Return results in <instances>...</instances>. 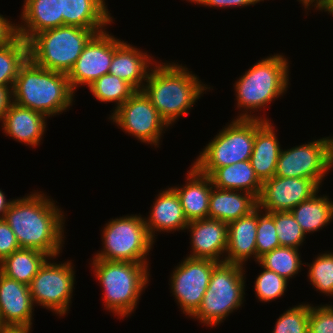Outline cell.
Here are the masks:
<instances>
[{
  "instance_id": "obj_1",
  "label": "cell",
  "mask_w": 333,
  "mask_h": 333,
  "mask_svg": "<svg viewBox=\"0 0 333 333\" xmlns=\"http://www.w3.org/2000/svg\"><path fill=\"white\" fill-rule=\"evenodd\" d=\"M64 216L52 198L37 191L13 199L4 220L20 248L35 249L55 259L64 244Z\"/></svg>"
},
{
  "instance_id": "obj_2",
  "label": "cell",
  "mask_w": 333,
  "mask_h": 333,
  "mask_svg": "<svg viewBox=\"0 0 333 333\" xmlns=\"http://www.w3.org/2000/svg\"><path fill=\"white\" fill-rule=\"evenodd\" d=\"M157 63L152 67L142 91L171 126L180 116L188 115L197 99L210 87L202 83L185 65Z\"/></svg>"
},
{
  "instance_id": "obj_3",
  "label": "cell",
  "mask_w": 333,
  "mask_h": 333,
  "mask_svg": "<svg viewBox=\"0 0 333 333\" xmlns=\"http://www.w3.org/2000/svg\"><path fill=\"white\" fill-rule=\"evenodd\" d=\"M12 94L13 103L48 118L68 110L75 97L67 74L38 66L30 58L21 66Z\"/></svg>"
},
{
  "instance_id": "obj_4",
  "label": "cell",
  "mask_w": 333,
  "mask_h": 333,
  "mask_svg": "<svg viewBox=\"0 0 333 333\" xmlns=\"http://www.w3.org/2000/svg\"><path fill=\"white\" fill-rule=\"evenodd\" d=\"M289 62L284 55L275 54L256 62L234 84L237 108L242 109L237 119L268 118L253 116L252 112L267 107L283 96L289 85ZM268 104V105H267ZM250 113H249V111ZM253 110V111H251ZM246 112V113H245Z\"/></svg>"
},
{
  "instance_id": "obj_5",
  "label": "cell",
  "mask_w": 333,
  "mask_h": 333,
  "mask_svg": "<svg viewBox=\"0 0 333 333\" xmlns=\"http://www.w3.org/2000/svg\"><path fill=\"white\" fill-rule=\"evenodd\" d=\"M92 260L94 275L104 289L105 308L119 318L130 316L143 289L149 284L148 266L135 262Z\"/></svg>"
},
{
  "instance_id": "obj_6",
  "label": "cell",
  "mask_w": 333,
  "mask_h": 333,
  "mask_svg": "<svg viewBox=\"0 0 333 333\" xmlns=\"http://www.w3.org/2000/svg\"><path fill=\"white\" fill-rule=\"evenodd\" d=\"M244 272V266L218 262L213 268L202 303L191 318L212 328L224 322L234 310H238L245 295Z\"/></svg>"
},
{
  "instance_id": "obj_7",
  "label": "cell",
  "mask_w": 333,
  "mask_h": 333,
  "mask_svg": "<svg viewBox=\"0 0 333 333\" xmlns=\"http://www.w3.org/2000/svg\"><path fill=\"white\" fill-rule=\"evenodd\" d=\"M95 34L69 25L41 31L28 41L29 58L45 69L68 74Z\"/></svg>"
},
{
  "instance_id": "obj_8",
  "label": "cell",
  "mask_w": 333,
  "mask_h": 333,
  "mask_svg": "<svg viewBox=\"0 0 333 333\" xmlns=\"http://www.w3.org/2000/svg\"><path fill=\"white\" fill-rule=\"evenodd\" d=\"M102 234L104 246L92 259L143 263L149 267L147 255L155 242L148 234L141 215L112 218Z\"/></svg>"
},
{
  "instance_id": "obj_9",
  "label": "cell",
  "mask_w": 333,
  "mask_h": 333,
  "mask_svg": "<svg viewBox=\"0 0 333 333\" xmlns=\"http://www.w3.org/2000/svg\"><path fill=\"white\" fill-rule=\"evenodd\" d=\"M255 133L256 119H233L200 151L192 165L209 176L216 168L249 160Z\"/></svg>"
},
{
  "instance_id": "obj_10",
  "label": "cell",
  "mask_w": 333,
  "mask_h": 333,
  "mask_svg": "<svg viewBox=\"0 0 333 333\" xmlns=\"http://www.w3.org/2000/svg\"><path fill=\"white\" fill-rule=\"evenodd\" d=\"M49 258L41 266L29 285L34 305L42 306L58 316L68 313L75 284L71 261L52 263Z\"/></svg>"
},
{
  "instance_id": "obj_11",
  "label": "cell",
  "mask_w": 333,
  "mask_h": 333,
  "mask_svg": "<svg viewBox=\"0 0 333 333\" xmlns=\"http://www.w3.org/2000/svg\"><path fill=\"white\" fill-rule=\"evenodd\" d=\"M111 114L109 118L118 128L155 147H159L162 133L169 127L142 90L136 91Z\"/></svg>"
},
{
  "instance_id": "obj_12",
  "label": "cell",
  "mask_w": 333,
  "mask_h": 333,
  "mask_svg": "<svg viewBox=\"0 0 333 333\" xmlns=\"http://www.w3.org/2000/svg\"><path fill=\"white\" fill-rule=\"evenodd\" d=\"M329 172L328 137L308 142L291 149H281L275 176L313 180L319 187Z\"/></svg>"
},
{
  "instance_id": "obj_13",
  "label": "cell",
  "mask_w": 333,
  "mask_h": 333,
  "mask_svg": "<svg viewBox=\"0 0 333 333\" xmlns=\"http://www.w3.org/2000/svg\"><path fill=\"white\" fill-rule=\"evenodd\" d=\"M210 259L186 257L171 274V293L183 313L191 317L200 307L214 266Z\"/></svg>"
},
{
  "instance_id": "obj_14",
  "label": "cell",
  "mask_w": 333,
  "mask_h": 333,
  "mask_svg": "<svg viewBox=\"0 0 333 333\" xmlns=\"http://www.w3.org/2000/svg\"><path fill=\"white\" fill-rule=\"evenodd\" d=\"M123 42L106 30L95 34L67 74L72 90L75 92L77 87L84 84L89 86L108 74L114 52Z\"/></svg>"
},
{
  "instance_id": "obj_15",
  "label": "cell",
  "mask_w": 333,
  "mask_h": 333,
  "mask_svg": "<svg viewBox=\"0 0 333 333\" xmlns=\"http://www.w3.org/2000/svg\"><path fill=\"white\" fill-rule=\"evenodd\" d=\"M320 187L310 179L278 177L265 180L258 198V207L266 212L291 211L310 199Z\"/></svg>"
},
{
  "instance_id": "obj_16",
  "label": "cell",
  "mask_w": 333,
  "mask_h": 333,
  "mask_svg": "<svg viewBox=\"0 0 333 333\" xmlns=\"http://www.w3.org/2000/svg\"><path fill=\"white\" fill-rule=\"evenodd\" d=\"M34 303L28 285L0 272V320L2 327H31Z\"/></svg>"
},
{
  "instance_id": "obj_17",
  "label": "cell",
  "mask_w": 333,
  "mask_h": 333,
  "mask_svg": "<svg viewBox=\"0 0 333 333\" xmlns=\"http://www.w3.org/2000/svg\"><path fill=\"white\" fill-rule=\"evenodd\" d=\"M187 229L191 234L190 244L192 245V252L188 257L210 259L216 262L225 261L224 256L228 242L227 223L217 219L204 218L189 222Z\"/></svg>"
},
{
  "instance_id": "obj_18",
  "label": "cell",
  "mask_w": 333,
  "mask_h": 333,
  "mask_svg": "<svg viewBox=\"0 0 333 333\" xmlns=\"http://www.w3.org/2000/svg\"><path fill=\"white\" fill-rule=\"evenodd\" d=\"M47 117L30 108L12 103L2 119V130L14 140L36 147L46 131Z\"/></svg>"
},
{
  "instance_id": "obj_19",
  "label": "cell",
  "mask_w": 333,
  "mask_h": 333,
  "mask_svg": "<svg viewBox=\"0 0 333 333\" xmlns=\"http://www.w3.org/2000/svg\"><path fill=\"white\" fill-rule=\"evenodd\" d=\"M148 218H144L148 234L155 242V233L186 230L189 224L178 194L172 187L161 190L153 202ZM156 231V232H155Z\"/></svg>"
},
{
  "instance_id": "obj_20",
  "label": "cell",
  "mask_w": 333,
  "mask_h": 333,
  "mask_svg": "<svg viewBox=\"0 0 333 333\" xmlns=\"http://www.w3.org/2000/svg\"><path fill=\"white\" fill-rule=\"evenodd\" d=\"M20 18L17 32L28 42L41 31L64 25L62 0H24Z\"/></svg>"
},
{
  "instance_id": "obj_21",
  "label": "cell",
  "mask_w": 333,
  "mask_h": 333,
  "mask_svg": "<svg viewBox=\"0 0 333 333\" xmlns=\"http://www.w3.org/2000/svg\"><path fill=\"white\" fill-rule=\"evenodd\" d=\"M142 50L123 42L114 52L109 74L129 83L136 91L142 90L156 61ZM150 67V68H149ZM144 81V82H143Z\"/></svg>"
},
{
  "instance_id": "obj_22",
  "label": "cell",
  "mask_w": 333,
  "mask_h": 333,
  "mask_svg": "<svg viewBox=\"0 0 333 333\" xmlns=\"http://www.w3.org/2000/svg\"><path fill=\"white\" fill-rule=\"evenodd\" d=\"M271 121L256 119L254 146L249 159L256 176L263 183L275 176L276 165L281 152L280 142Z\"/></svg>"
},
{
  "instance_id": "obj_23",
  "label": "cell",
  "mask_w": 333,
  "mask_h": 333,
  "mask_svg": "<svg viewBox=\"0 0 333 333\" xmlns=\"http://www.w3.org/2000/svg\"><path fill=\"white\" fill-rule=\"evenodd\" d=\"M187 172L185 185L172 187L179 196L185 217L188 222L208 218L212 181L193 165Z\"/></svg>"
},
{
  "instance_id": "obj_24",
  "label": "cell",
  "mask_w": 333,
  "mask_h": 333,
  "mask_svg": "<svg viewBox=\"0 0 333 333\" xmlns=\"http://www.w3.org/2000/svg\"><path fill=\"white\" fill-rule=\"evenodd\" d=\"M256 235L257 208L228 224L225 262L244 266L250 257H254V261L257 262Z\"/></svg>"
},
{
  "instance_id": "obj_25",
  "label": "cell",
  "mask_w": 333,
  "mask_h": 333,
  "mask_svg": "<svg viewBox=\"0 0 333 333\" xmlns=\"http://www.w3.org/2000/svg\"><path fill=\"white\" fill-rule=\"evenodd\" d=\"M64 25L105 31L113 21L105 0H62Z\"/></svg>"
},
{
  "instance_id": "obj_26",
  "label": "cell",
  "mask_w": 333,
  "mask_h": 333,
  "mask_svg": "<svg viewBox=\"0 0 333 333\" xmlns=\"http://www.w3.org/2000/svg\"><path fill=\"white\" fill-rule=\"evenodd\" d=\"M257 207L258 198L250 193L213 186L210 193L208 218L229 224L250 214Z\"/></svg>"
},
{
  "instance_id": "obj_27",
  "label": "cell",
  "mask_w": 333,
  "mask_h": 333,
  "mask_svg": "<svg viewBox=\"0 0 333 333\" xmlns=\"http://www.w3.org/2000/svg\"><path fill=\"white\" fill-rule=\"evenodd\" d=\"M209 177L212 185L219 189L243 191L257 198L262 191V182L256 176L249 160L216 168Z\"/></svg>"
},
{
  "instance_id": "obj_28",
  "label": "cell",
  "mask_w": 333,
  "mask_h": 333,
  "mask_svg": "<svg viewBox=\"0 0 333 333\" xmlns=\"http://www.w3.org/2000/svg\"><path fill=\"white\" fill-rule=\"evenodd\" d=\"M318 193L290 211L305 234L319 231L333 220V201L329 196H319Z\"/></svg>"
},
{
  "instance_id": "obj_29",
  "label": "cell",
  "mask_w": 333,
  "mask_h": 333,
  "mask_svg": "<svg viewBox=\"0 0 333 333\" xmlns=\"http://www.w3.org/2000/svg\"><path fill=\"white\" fill-rule=\"evenodd\" d=\"M49 258L41 251L19 248L0 262V272L29 286L41 266Z\"/></svg>"
},
{
  "instance_id": "obj_30",
  "label": "cell",
  "mask_w": 333,
  "mask_h": 333,
  "mask_svg": "<svg viewBox=\"0 0 333 333\" xmlns=\"http://www.w3.org/2000/svg\"><path fill=\"white\" fill-rule=\"evenodd\" d=\"M28 58V42L19 35L8 45L0 47V86L13 89L19 70Z\"/></svg>"
},
{
  "instance_id": "obj_31",
  "label": "cell",
  "mask_w": 333,
  "mask_h": 333,
  "mask_svg": "<svg viewBox=\"0 0 333 333\" xmlns=\"http://www.w3.org/2000/svg\"><path fill=\"white\" fill-rule=\"evenodd\" d=\"M262 268L277 273L290 280L301 271L302 263L299 249L280 246L261 256L258 260Z\"/></svg>"
},
{
  "instance_id": "obj_32",
  "label": "cell",
  "mask_w": 333,
  "mask_h": 333,
  "mask_svg": "<svg viewBox=\"0 0 333 333\" xmlns=\"http://www.w3.org/2000/svg\"><path fill=\"white\" fill-rule=\"evenodd\" d=\"M88 87L96 100L105 103L115 102V109L136 92L129 83L109 73L96 79Z\"/></svg>"
},
{
  "instance_id": "obj_33",
  "label": "cell",
  "mask_w": 333,
  "mask_h": 333,
  "mask_svg": "<svg viewBox=\"0 0 333 333\" xmlns=\"http://www.w3.org/2000/svg\"><path fill=\"white\" fill-rule=\"evenodd\" d=\"M309 266L308 278L316 291L333 296V252L320 253Z\"/></svg>"
},
{
  "instance_id": "obj_34",
  "label": "cell",
  "mask_w": 333,
  "mask_h": 333,
  "mask_svg": "<svg viewBox=\"0 0 333 333\" xmlns=\"http://www.w3.org/2000/svg\"><path fill=\"white\" fill-rule=\"evenodd\" d=\"M273 219L280 246L299 249L306 234L290 211L273 212Z\"/></svg>"
},
{
  "instance_id": "obj_35",
  "label": "cell",
  "mask_w": 333,
  "mask_h": 333,
  "mask_svg": "<svg viewBox=\"0 0 333 333\" xmlns=\"http://www.w3.org/2000/svg\"><path fill=\"white\" fill-rule=\"evenodd\" d=\"M309 314L308 303L289 308L279 316L272 333H309Z\"/></svg>"
},
{
  "instance_id": "obj_36",
  "label": "cell",
  "mask_w": 333,
  "mask_h": 333,
  "mask_svg": "<svg viewBox=\"0 0 333 333\" xmlns=\"http://www.w3.org/2000/svg\"><path fill=\"white\" fill-rule=\"evenodd\" d=\"M278 247H280V243L275 229L273 212H263L257 207V262L261 256Z\"/></svg>"
},
{
  "instance_id": "obj_37",
  "label": "cell",
  "mask_w": 333,
  "mask_h": 333,
  "mask_svg": "<svg viewBox=\"0 0 333 333\" xmlns=\"http://www.w3.org/2000/svg\"><path fill=\"white\" fill-rule=\"evenodd\" d=\"M263 269L255 280L254 291L259 301L270 302L284 295L289 281L273 271Z\"/></svg>"
},
{
  "instance_id": "obj_38",
  "label": "cell",
  "mask_w": 333,
  "mask_h": 333,
  "mask_svg": "<svg viewBox=\"0 0 333 333\" xmlns=\"http://www.w3.org/2000/svg\"><path fill=\"white\" fill-rule=\"evenodd\" d=\"M309 333H333V305L310 304Z\"/></svg>"
},
{
  "instance_id": "obj_39",
  "label": "cell",
  "mask_w": 333,
  "mask_h": 333,
  "mask_svg": "<svg viewBox=\"0 0 333 333\" xmlns=\"http://www.w3.org/2000/svg\"><path fill=\"white\" fill-rule=\"evenodd\" d=\"M19 248L13 230L4 219H0V262Z\"/></svg>"
},
{
  "instance_id": "obj_40",
  "label": "cell",
  "mask_w": 333,
  "mask_h": 333,
  "mask_svg": "<svg viewBox=\"0 0 333 333\" xmlns=\"http://www.w3.org/2000/svg\"><path fill=\"white\" fill-rule=\"evenodd\" d=\"M264 0H194L193 3L210 7L227 8V7H244L255 5Z\"/></svg>"
},
{
  "instance_id": "obj_41",
  "label": "cell",
  "mask_w": 333,
  "mask_h": 333,
  "mask_svg": "<svg viewBox=\"0 0 333 333\" xmlns=\"http://www.w3.org/2000/svg\"><path fill=\"white\" fill-rule=\"evenodd\" d=\"M18 36L17 25L0 14V47L11 43Z\"/></svg>"
},
{
  "instance_id": "obj_42",
  "label": "cell",
  "mask_w": 333,
  "mask_h": 333,
  "mask_svg": "<svg viewBox=\"0 0 333 333\" xmlns=\"http://www.w3.org/2000/svg\"><path fill=\"white\" fill-rule=\"evenodd\" d=\"M13 103L12 88L9 86H0V122Z\"/></svg>"
},
{
  "instance_id": "obj_43",
  "label": "cell",
  "mask_w": 333,
  "mask_h": 333,
  "mask_svg": "<svg viewBox=\"0 0 333 333\" xmlns=\"http://www.w3.org/2000/svg\"><path fill=\"white\" fill-rule=\"evenodd\" d=\"M11 200H7L5 193L0 189V219H4L6 211L9 209Z\"/></svg>"
},
{
  "instance_id": "obj_44",
  "label": "cell",
  "mask_w": 333,
  "mask_h": 333,
  "mask_svg": "<svg viewBox=\"0 0 333 333\" xmlns=\"http://www.w3.org/2000/svg\"><path fill=\"white\" fill-rule=\"evenodd\" d=\"M301 4H303V6L305 7V9L309 10L310 5L312 7H314L315 9L320 10L326 3L327 0H298ZM315 3V4H314Z\"/></svg>"
},
{
  "instance_id": "obj_45",
  "label": "cell",
  "mask_w": 333,
  "mask_h": 333,
  "mask_svg": "<svg viewBox=\"0 0 333 333\" xmlns=\"http://www.w3.org/2000/svg\"><path fill=\"white\" fill-rule=\"evenodd\" d=\"M31 327H1L0 333H31Z\"/></svg>"
},
{
  "instance_id": "obj_46",
  "label": "cell",
  "mask_w": 333,
  "mask_h": 333,
  "mask_svg": "<svg viewBox=\"0 0 333 333\" xmlns=\"http://www.w3.org/2000/svg\"><path fill=\"white\" fill-rule=\"evenodd\" d=\"M329 140V170L333 168V136L328 137Z\"/></svg>"
},
{
  "instance_id": "obj_47",
  "label": "cell",
  "mask_w": 333,
  "mask_h": 333,
  "mask_svg": "<svg viewBox=\"0 0 333 333\" xmlns=\"http://www.w3.org/2000/svg\"><path fill=\"white\" fill-rule=\"evenodd\" d=\"M321 11L328 12L333 15V0H327L325 5L320 9Z\"/></svg>"
}]
</instances>
